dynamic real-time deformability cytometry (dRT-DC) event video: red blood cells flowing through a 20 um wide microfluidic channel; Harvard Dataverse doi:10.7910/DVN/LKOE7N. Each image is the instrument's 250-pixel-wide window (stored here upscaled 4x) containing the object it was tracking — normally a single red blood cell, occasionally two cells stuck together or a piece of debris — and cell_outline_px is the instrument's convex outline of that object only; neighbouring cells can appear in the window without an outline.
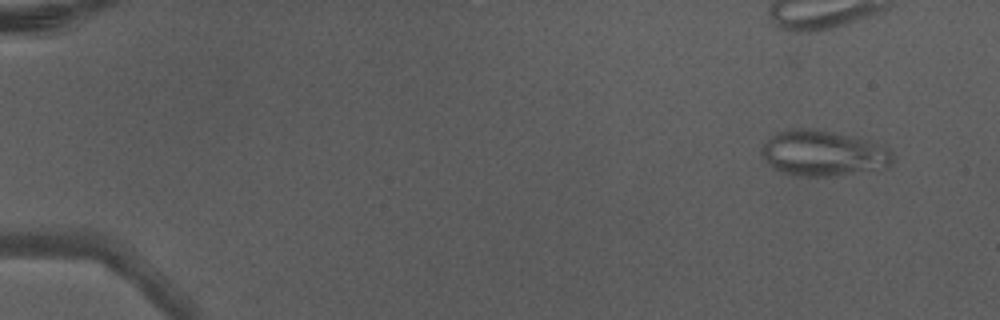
{"species": "Egyptian fruit bat (a non-hibernating species)", "species_latin": "Rousettus aegyptiacus", "temperature_condition": "warm", "stored_images_in_passage": 6, "camera_frame_rate_fps": 3000, "um_per_image_px": 0.085, "animal": {"sex": "male"}, "frame": {"image": 1, "passage_image": 2, "time_ms": 0.333, "image_size_px": [1000, 320], "cell_outline_px": [[892, 164], [888, 168], [832, 176], [792, 176], [780, 172], [772, 168], [764, 160], [760, 152], [760, 148], [776, 132], [788, 128], [816, 128], [884, 144], [892, 152]], "centroid_in_image_um": [69.96, 13.03], "position_along_channel_um": 15.0, "area_um2": 35.43}}